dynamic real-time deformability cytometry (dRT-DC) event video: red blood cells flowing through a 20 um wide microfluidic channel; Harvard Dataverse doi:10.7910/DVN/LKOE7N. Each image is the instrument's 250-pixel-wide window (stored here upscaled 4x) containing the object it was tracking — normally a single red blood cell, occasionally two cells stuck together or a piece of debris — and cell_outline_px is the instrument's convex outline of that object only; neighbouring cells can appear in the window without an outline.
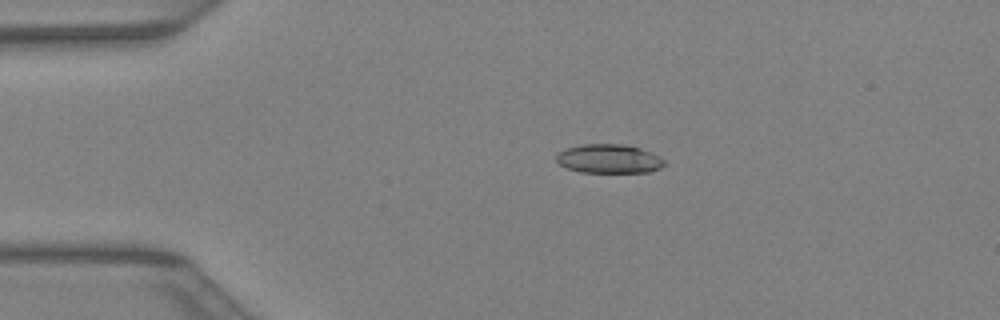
{"species": "Egyptian fruit bat (a non-hibernating species)", "species_latin": "Rousettus aegyptiacus", "temperature_condition": "warm", "stored_images_in_passage": 37, "camera_frame_rate_fps": 3000, "um_per_image_px": 0.085, "animal": {"sex": "female"}, "frame": {"image": 1, "passage_image": 5, "time_ms": 1.333, "image_size_px": [1000, 320], "cell_outline_px": [[664, 164], [660, 168], [648, 172], [580, 172], [568, 168], [560, 164], [556, 160], [556, 156], [560, 152], [568, 148], [580, 144], [624, 144], [640, 148], [664, 160]], "centroid_in_image_um": [51.74, 13.49], "position_along_channel_um": 33.3, "area_um2": 17.92}}
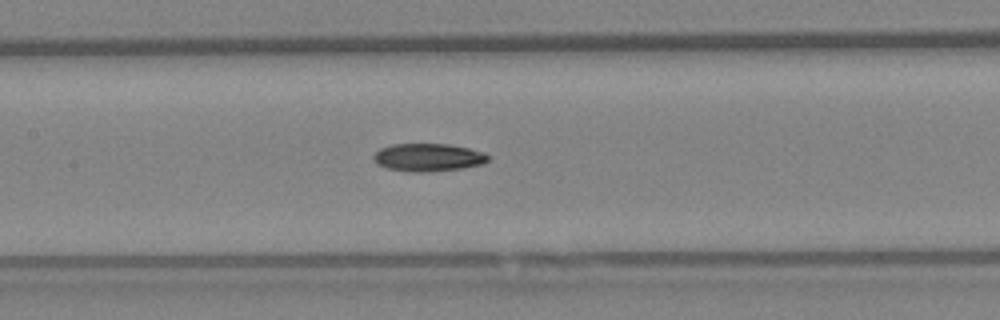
{"frame": {"image": 2, "passage_image": 16, "time_ms": 5.0, "image_size_px": [1000, 320], "cell_outline_px": [[488, 160], [484, 164], [464, 168], [428, 172], [408, 172], [388, 168], [376, 164], [372, 160], [372, 156], [380, 148], [392, 144], [448, 144], [468, 148], [484, 152], [488, 156]], "centroid_in_image_um": [36.37, 13.38], "position_along_channel_um": 171.0, "area_um2": 18.79}}
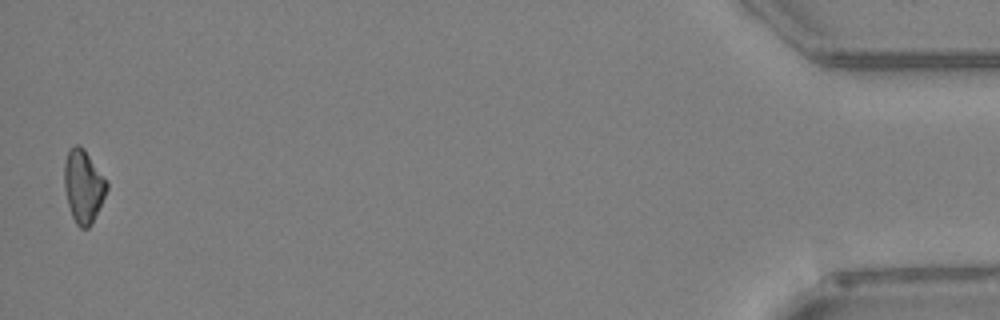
{"frame": {"image": 3, "passage_image": 37, "time_ms": 12.0, "image_size_px": [1000, 320], "cell_outline_px": [[108, 188], [92, 224], [88, 228], [80, 228], [76, 224], [72, 216], [68, 204], [64, 188], [64, 164], [68, 148], [76, 144], [80, 144], [84, 148], [108, 180]], "centroid_in_image_um": [7.09, 15.79], "position_along_channel_um": 428.1, "area_um2": 18.38}}